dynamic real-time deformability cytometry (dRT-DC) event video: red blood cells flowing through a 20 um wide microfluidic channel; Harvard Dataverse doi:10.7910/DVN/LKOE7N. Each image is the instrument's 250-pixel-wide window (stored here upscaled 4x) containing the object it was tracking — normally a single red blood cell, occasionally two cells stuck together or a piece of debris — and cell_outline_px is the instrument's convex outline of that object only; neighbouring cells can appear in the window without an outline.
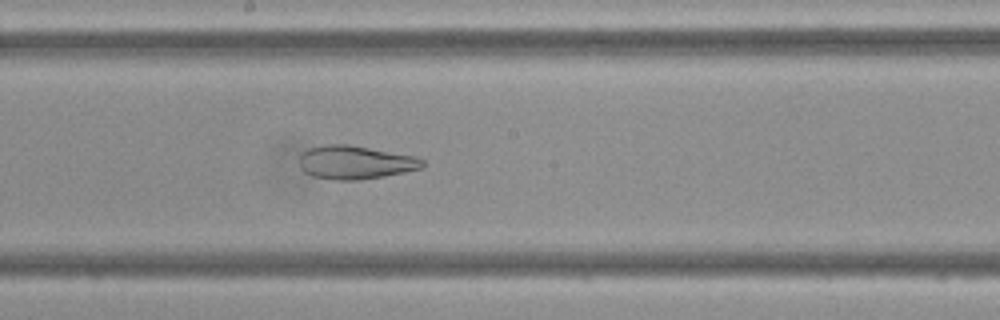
{"species": "Egyptian fruit bat (a non-hibernating species)", "species_latin": "Rousettus aegyptiacus", "temperature_condition": "cold", "stored_images_in_passage": 47, "camera_frame_rate_fps": 3000, "um_per_image_px": 0.085, "frame": {"image": 1, "passage_image": 25, "time_ms": 8.0, "image_size_px": [1000, 320], "cell_outline_px": [[424, 168], [384, 176], [360, 180], [336, 180], [312, 176], [304, 172], [300, 168], [300, 156], [308, 148], [324, 144], [348, 144], [416, 156], [424, 160]], "centroid_in_image_um": [30.21, 13.8], "position_along_channel_um": 218.0, "area_um2": 24.16}}
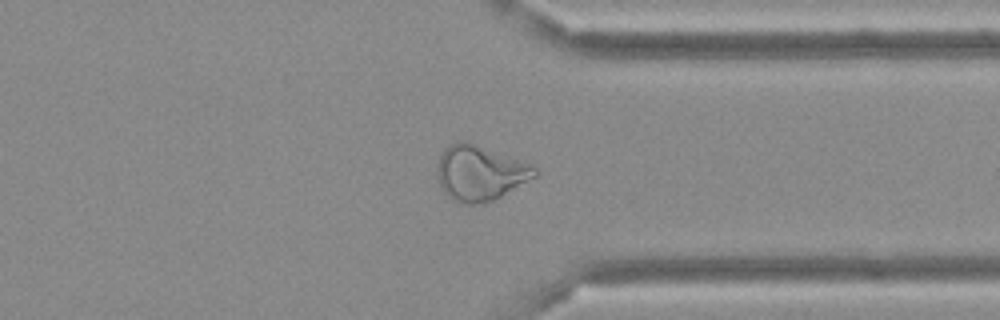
{"frame": {"image": 2, "passage_image": 36, "time_ms": 11.667, "image_size_px": [1000, 320], "cell_outline_px": [[536, 176], [500, 196], [492, 200], [480, 204], [464, 204], [452, 200], [444, 192], [436, 176], [436, 168], [440, 156], [444, 148], [448, 144], [460, 140], [468, 140], [532, 164], [536, 168]], "centroid_in_image_um": [40.75, 14.67], "position_along_channel_um": 370.6, "area_um2": 31.62}}
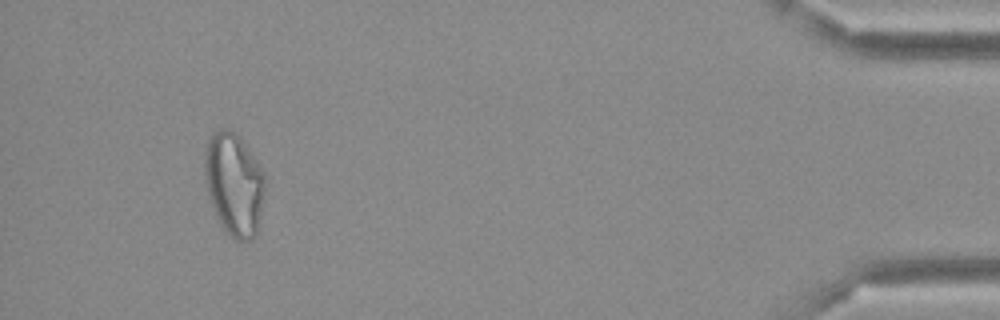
{"frame": {"image": 3, "passage_image": 44, "time_ms": 14.333, "image_size_px": [1000, 320], "cell_outline_px": [[264, 200], [260, 224], [256, 236], [252, 240], [236, 240], [228, 236], [224, 232], [216, 216], [208, 196], [204, 180], [204, 152], [208, 136], [212, 132], [220, 128], [228, 128], [240, 136], [264, 172]], "centroid_in_image_um": [19.88, 15.66], "position_along_channel_um": 415.3, "area_um2": 37.11}}